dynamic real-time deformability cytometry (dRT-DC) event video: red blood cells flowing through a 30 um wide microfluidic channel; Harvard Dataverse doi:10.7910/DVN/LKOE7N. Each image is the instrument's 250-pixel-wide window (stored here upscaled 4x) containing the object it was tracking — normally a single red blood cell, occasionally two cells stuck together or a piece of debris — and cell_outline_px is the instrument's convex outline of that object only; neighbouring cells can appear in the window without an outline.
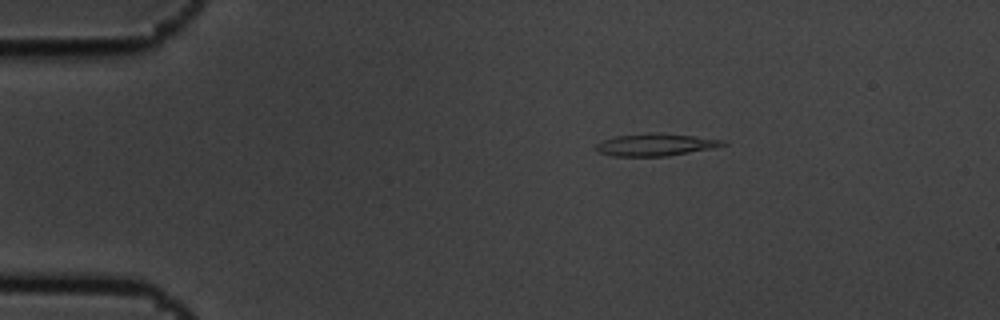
{"species": "common noctule bat (a hibernating species)", "species_latin": "Nyctalus noctula", "temperature_condition": "cold", "stored_images_in_passage": 4, "camera_frame_rate_fps": 3000, "um_per_image_px": 0.085, "animal": {"sex": "male", "body_mass_g": 19.5, "forearm_length_mm": 54.6}, "frame": {"image": 1, "passage_image": 1, "time_ms": 0.0, "image_size_px": [1000, 320], "cell_outline_px": [[728, 144], [712, 148], [668, 156], [612, 156], [596, 152], [596, 144], [604, 140], [616, 136], [692, 136], [728, 140]], "centroid_in_image_um": [55.74, 12.36], "position_along_channel_um": 29.3, "area_um2": 15.37}}
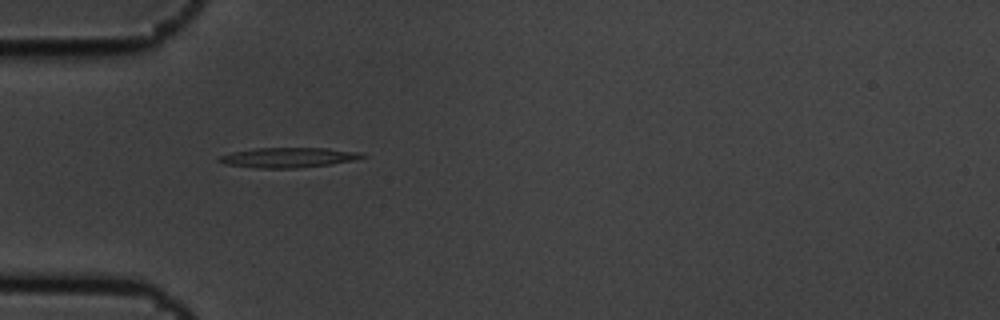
{"frame": {"image": 2, "passage_image": 3, "time_ms": 0.667, "image_size_px": [1000, 320], "cell_outline_px": [[368, 156], [356, 160], [332, 164], [296, 168], [256, 168], [224, 164], [216, 160], [220, 156], [232, 152], [256, 148], [328, 148], [364, 152]], "centroid_in_image_um": [24.57, 13.39], "position_along_channel_um": 60.4, "area_um2": 16.88}}
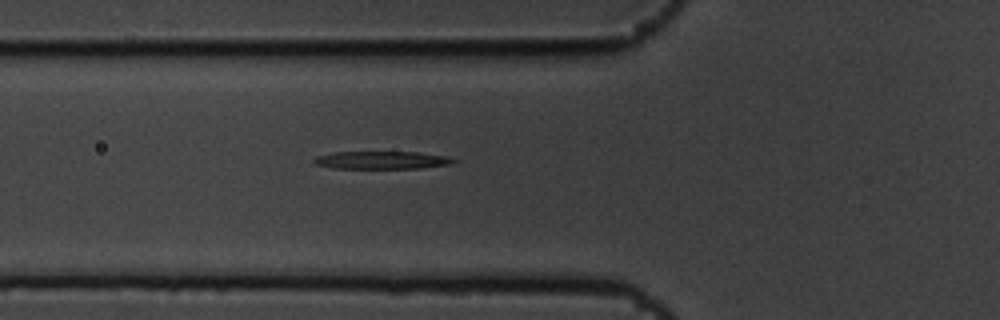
{"frame": {"image": 3, "passage_image": 4, "time_ms": 1.0, "image_size_px": [1000, 320], "cell_outline_px": [[456, 160], [452, 164], [420, 168], [336, 168], [316, 164], [312, 160], [316, 156], [332, 152], [420, 152], [448, 156]], "centroid_in_image_um": [32.47, 13.6], "position_along_channel_um": 93.3, "area_um2": 14.39}}